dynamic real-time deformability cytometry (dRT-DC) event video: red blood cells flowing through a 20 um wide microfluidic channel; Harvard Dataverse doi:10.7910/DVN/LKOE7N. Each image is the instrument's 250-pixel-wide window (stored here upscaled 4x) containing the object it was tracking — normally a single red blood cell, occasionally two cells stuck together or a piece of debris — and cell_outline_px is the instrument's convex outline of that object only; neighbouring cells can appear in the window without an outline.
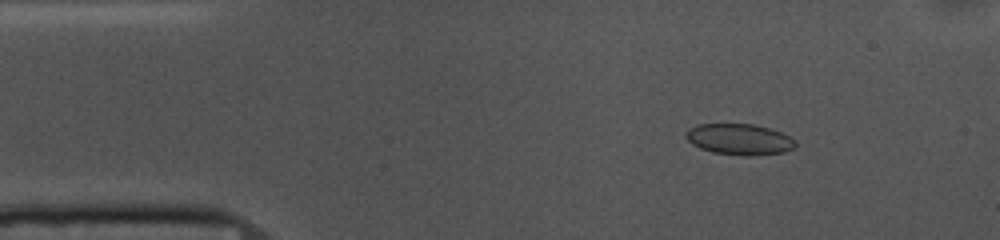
{"species": "common noctule bat (a hibernating species)", "species_latin": "Nyctalus noctula", "temperature_condition": "cold", "stored_images_in_passage": 54, "camera_frame_rate_fps": 3000, "um_per_image_px": 0.085, "animal": {"sex": "female", "body_mass_g": 10.0, "forearm_length_mm": 53.1}, "frame": {"image": 1, "passage_image": 7, "time_ms": 2.0, "image_size_px": [1000, 240], "cell_outline_px": [[796, 144], [792, 148], [784, 152], [748, 156], [744, 156], [712, 152], [700, 148], [692, 144], [684, 136], [688, 128], [700, 124], [756, 124], [780, 132], [796, 140]], "centroid_in_image_um": [62.82, 11.84], "position_along_channel_um": 22.2, "area_um2": 19.77}}
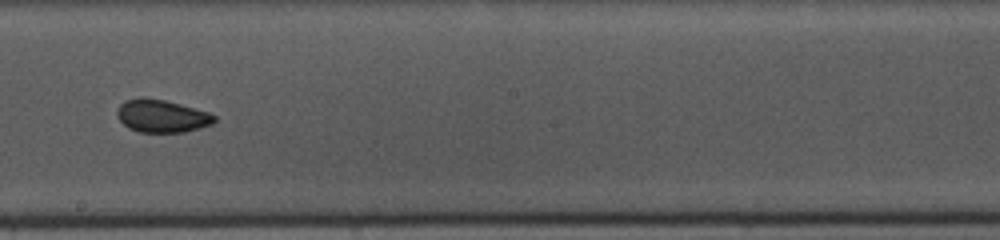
{"frame": {"image": 2, "passage_image": 29, "time_ms": 9.333, "image_size_px": [1000, 240], "cell_outline_px": [[216, 120], [212, 124], [200, 128], [184, 132], [140, 132], [128, 128], [116, 116], [116, 112], [120, 104], [124, 100], [140, 96], [144, 96], [164, 100], [180, 104], [208, 112], [216, 116]], "centroid_in_image_um": [13.72, 9.85], "position_along_channel_um": 234.5, "area_um2": 18.73}}
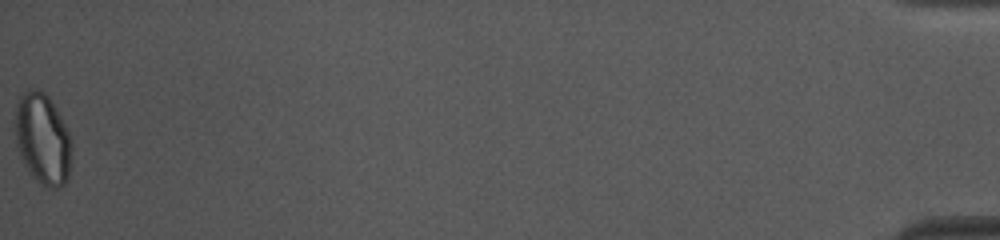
{"frame": {"image": 3, "passage_image": 54, "time_ms": 17.667, "image_size_px": [1000, 240], "cell_outline_px": [[72, 148], [68, 176], [64, 184], [60, 188], [48, 188], [40, 184], [28, 172], [16, 144], [16, 104], [20, 96], [28, 88], [36, 88], [44, 92], [48, 96], [56, 108], [68, 132], [72, 144]], "centroid_in_image_um": [3.63, 11.82], "position_along_channel_um": 431.6, "area_um2": 29.94}, "authors_computed_cell_mechanics": {"area_um2": 19.5364, "velocity_mm_per_s": 3.6505, "shape_relaxation_time_tau1_ms": 5.5684, "shape_relaxation_time_tau2_ms": 2.3876, "deformation_change_tau1": 0.0948, "deformation_change_tau2": 0.0526}}